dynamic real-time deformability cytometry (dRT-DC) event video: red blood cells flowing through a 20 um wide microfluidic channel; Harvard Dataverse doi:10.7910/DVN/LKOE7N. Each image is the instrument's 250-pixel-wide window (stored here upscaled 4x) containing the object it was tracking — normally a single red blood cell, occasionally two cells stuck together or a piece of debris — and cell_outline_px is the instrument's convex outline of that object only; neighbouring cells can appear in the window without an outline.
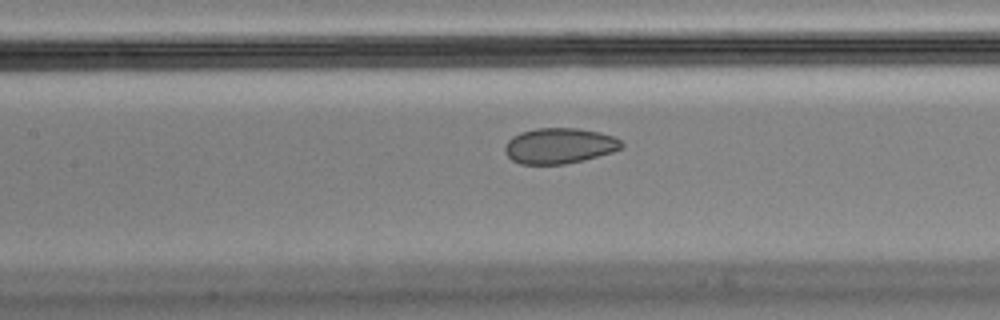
{"species": "Egyptian fruit bat (a non-hibernating species)", "species_latin": "Rousettus aegyptiacus", "temperature_condition": "cold", "stored_images_in_passage": 40, "camera_frame_rate_fps": 3000, "um_per_image_px": 0.085, "animal": {"sex": "male"}, "frame": {"image": 1, "passage_image": 13, "time_ms": 4.0, "image_size_px": [1000, 320], "cell_outline_px": [[624, 144], [620, 148], [612, 152], [584, 160], [564, 164], [520, 164], [512, 160], [504, 152], [504, 148], [508, 140], [512, 136], [520, 132], [536, 128], [576, 128], [600, 132], [612, 136], [620, 140]], "centroid_in_image_um": [47.52, 12.39], "position_along_channel_um": 159.9, "area_um2": 24.22}}
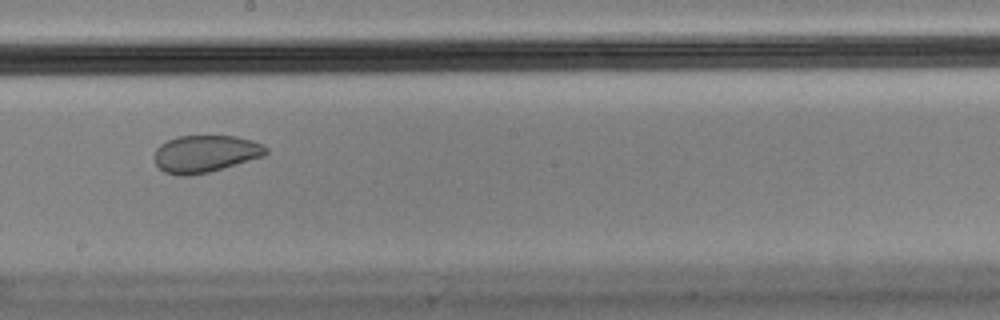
{"frame": {"image": 2, "passage_image": 19, "time_ms": 6.0, "image_size_px": [1000, 320], "cell_outline_px": [[268, 152], [264, 156], [208, 172], [188, 176], [180, 176], [164, 172], [156, 164], [152, 156], [156, 148], [160, 144], [176, 136], [236, 136], [252, 140], [264, 144], [268, 148]], "centroid_in_image_um": [17.43, 13.06], "position_along_channel_um": 230.8, "area_um2": 24.33}}
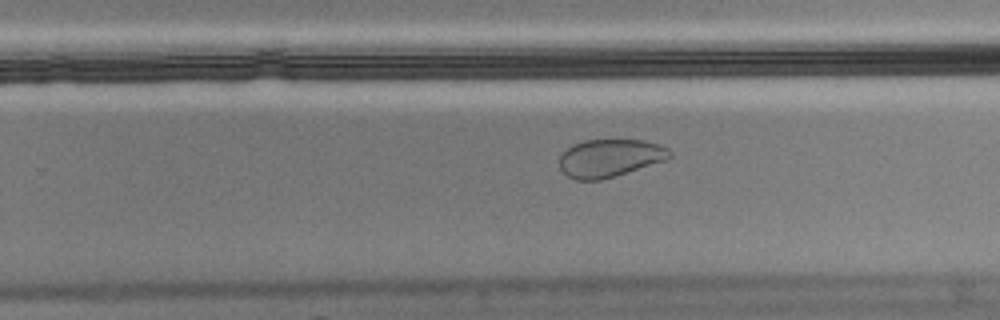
{"frame": {"image": 3, "passage_image": 23, "time_ms": 7.333, "image_size_px": [1000, 320], "cell_outline_px": [[672, 156], [668, 160], [616, 176], [600, 180], [576, 180], [568, 176], [560, 168], [560, 156], [572, 144], [584, 140], [644, 140], [660, 144], [668, 148], [672, 152]], "centroid_in_image_um": [51.89, 13.43], "position_along_channel_um": 277.9, "area_um2": 24.51}}